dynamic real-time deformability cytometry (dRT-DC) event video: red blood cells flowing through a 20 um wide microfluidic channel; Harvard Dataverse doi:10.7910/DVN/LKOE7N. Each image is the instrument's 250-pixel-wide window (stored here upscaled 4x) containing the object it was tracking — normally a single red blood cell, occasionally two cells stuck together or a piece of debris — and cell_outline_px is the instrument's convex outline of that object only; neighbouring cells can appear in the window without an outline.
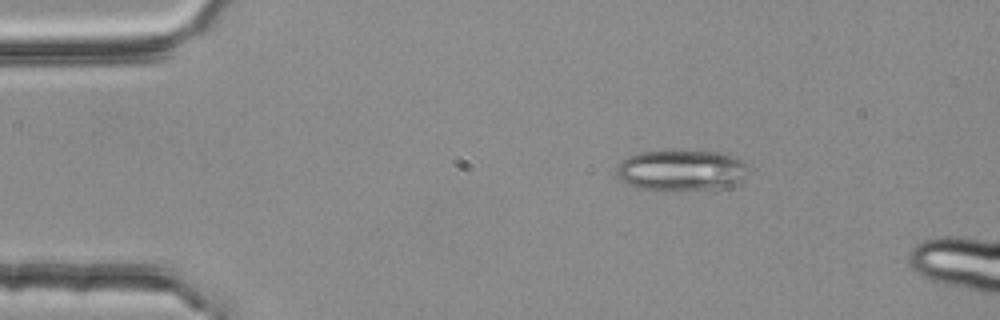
{"species": "common noctule bat (a hibernating species)", "species_latin": "Nyctalus noctula", "temperature_condition": "room temperature", "stored_images_in_passage": 2, "camera_frame_rate_fps": 3000, "um_per_image_px": 0.085, "animal": {"sex": "female", "body_mass_g": 25.1}, "frame": {"image": 1, "passage_image": 1, "time_ms": 0.0, "image_size_px": [1000, 320], "cell_outline_px": [[744, 176], [736, 184], [720, 188], [636, 188], [620, 180], [616, 176], [616, 168], [620, 160], [628, 156], [640, 152], [720, 152], [732, 156], [740, 160], [744, 164]], "centroid_in_image_um": [57.82, 14.46], "position_along_channel_um": 27.2, "area_um2": 30.17}}